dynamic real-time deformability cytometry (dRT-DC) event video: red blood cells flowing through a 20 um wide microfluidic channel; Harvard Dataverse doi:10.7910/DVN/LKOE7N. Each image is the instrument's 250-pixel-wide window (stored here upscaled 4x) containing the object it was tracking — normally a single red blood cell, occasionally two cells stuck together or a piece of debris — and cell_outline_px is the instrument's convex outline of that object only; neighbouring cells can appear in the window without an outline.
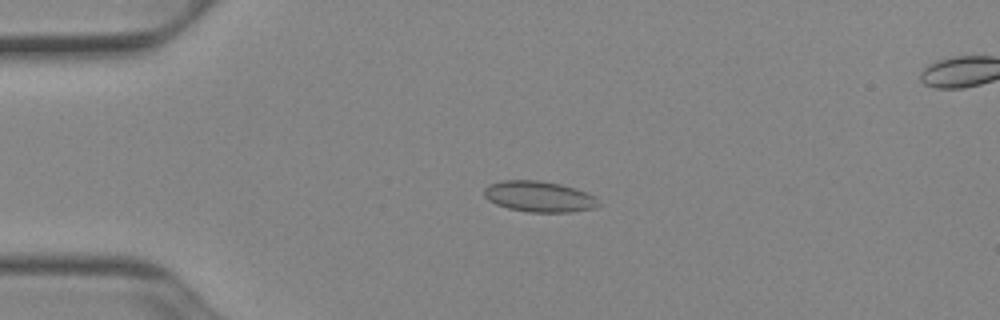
{"species": "Egyptian fruit bat (a non-hibernating species)", "species_latin": "Rousettus aegyptiacus", "temperature_condition": "cold", "stored_images_in_passage": 52, "camera_frame_rate_fps": 3000, "um_per_image_px": 0.085, "animal": {"sex": "female"}, "frame": {"image": 1, "passage_image": 13, "time_ms": 4.0, "image_size_px": [1000, 320], "cell_outline_px": [[604, 204], [596, 208], [572, 212], [528, 212], [508, 208], [496, 204], [488, 200], [484, 196], [484, 188], [488, 184], [500, 180], [536, 180], [560, 184], [576, 188], [588, 192], [596, 196]], "centroid_in_image_um": [45.88, 16.71], "position_along_channel_um": 39.1, "area_um2": 21.04}}
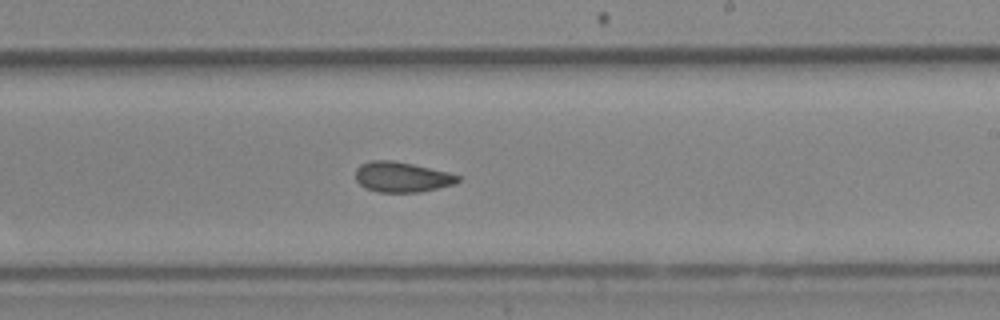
{"frame": {"image": 2, "passage_image": 32, "time_ms": 10.333, "image_size_px": [1000, 320], "cell_outline_px": [[460, 180], [456, 184], [420, 192], [376, 192], [364, 188], [356, 180], [356, 168], [360, 164], [372, 160], [392, 160], [412, 164], [448, 172], [460, 176]], "centroid_in_image_um": [34.15, 15.05], "position_along_channel_um": 254.9, "area_um2": 18.15}}
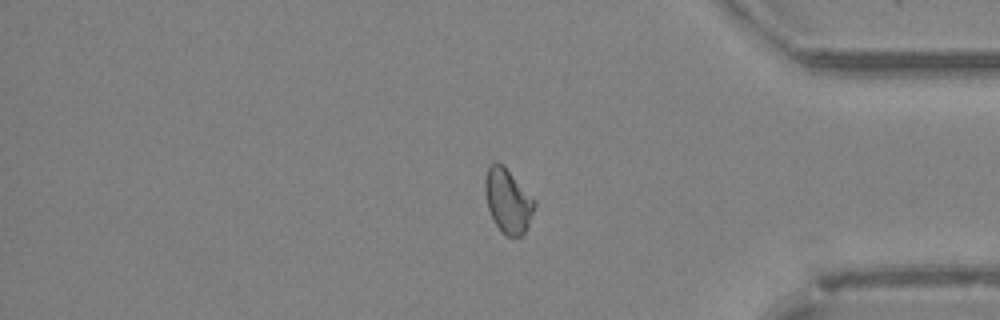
{"frame": {"image": 3, "passage_image": 44, "time_ms": 14.333, "image_size_px": [1000, 320], "cell_outline_px": [[536, 204], [524, 236], [508, 236], [500, 232], [488, 208], [484, 188], [484, 176], [488, 168], [496, 160], [504, 164], [536, 200]], "centroid_in_image_um": [43.18, 17.04], "position_along_channel_um": 392.0, "area_um2": 18.79}, "authors_computed_cell_mechanics": {"area_um2": 18.785, "velocity_mm_per_s": 3.9161, "shape_relaxation_time_tau1_ms": null, "shape_relaxation_time_tau2_ms": 2.1334, "deformation_change_tau1": null, "deformation_change_tau2": 0.0525}}